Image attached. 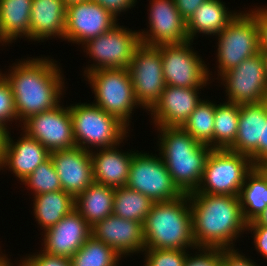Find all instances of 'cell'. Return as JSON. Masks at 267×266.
<instances>
[{
  "mask_svg": "<svg viewBox=\"0 0 267 266\" xmlns=\"http://www.w3.org/2000/svg\"><path fill=\"white\" fill-rule=\"evenodd\" d=\"M56 62L47 57L27 58L13 63L8 74L3 73L12 88L17 120L23 123L60 105L65 80Z\"/></svg>",
  "mask_w": 267,
  "mask_h": 266,
  "instance_id": "1",
  "label": "cell"
},
{
  "mask_svg": "<svg viewBox=\"0 0 267 266\" xmlns=\"http://www.w3.org/2000/svg\"><path fill=\"white\" fill-rule=\"evenodd\" d=\"M188 196L196 247L234 248V241L247 231L239 196L212 195L197 191Z\"/></svg>",
  "mask_w": 267,
  "mask_h": 266,
  "instance_id": "2",
  "label": "cell"
},
{
  "mask_svg": "<svg viewBox=\"0 0 267 266\" xmlns=\"http://www.w3.org/2000/svg\"><path fill=\"white\" fill-rule=\"evenodd\" d=\"M158 150L174 184L183 194L199 187L206 160L212 150L181 127H157Z\"/></svg>",
  "mask_w": 267,
  "mask_h": 266,
  "instance_id": "3",
  "label": "cell"
},
{
  "mask_svg": "<svg viewBox=\"0 0 267 266\" xmlns=\"http://www.w3.org/2000/svg\"><path fill=\"white\" fill-rule=\"evenodd\" d=\"M143 233L145 249H198L192 234L188 194L155 202L143 222Z\"/></svg>",
  "mask_w": 267,
  "mask_h": 266,
  "instance_id": "4",
  "label": "cell"
},
{
  "mask_svg": "<svg viewBox=\"0 0 267 266\" xmlns=\"http://www.w3.org/2000/svg\"><path fill=\"white\" fill-rule=\"evenodd\" d=\"M69 109L77 147L91 152L96 147L102 149L120 144L129 136L130 130L123 122L93 103L72 104Z\"/></svg>",
  "mask_w": 267,
  "mask_h": 266,
  "instance_id": "5",
  "label": "cell"
},
{
  "mask_svg": "<svg viewBox=\"0 0 267 266\" xmlns=\"http://www.w3.org/2000/svg\"><path fill=\"white\" fill-rule=\"evenodd\" d=\"M85 76L93 89L92 93L95 94L96 101L93 104L117 117L128 127L132 111L141 107L134 94L129 70L98 69Z\"/></svg>",
  "mask_w": 267,
  "mask_h": 266,
  "instance_id": "6",
  "label": "cell"
},
{
  "mask_svg": "<svg viewBox=\"0 0 267 266\" xmlns=\"http://www.w3.org/2000/svg\"><path fill=\"white\" fill-rule=\"evenodd\" d=\"M255 165L243 154L212 149L205 164L198 193L239 196L246 175Z\"/></svg>",
  "mask_w": 267,
  "mask_h": 266,
  "instance_id": "7",
  "label": "cell"
},
{
  "mask_svg": "<svg viewBox=\"0 0 267 266\" xmlns=\"http://www.w3.org/2000/svg\"><path fill=\"white\" fill-rule=\"evenodd\" d=\"M246 12L237 13L224 30L216 35L218 78L260 52L257 22L249 11Z\"/></svg>",
  "mask_w": 267,
  "mask_h": 266,
  "instance_id": "8",
  "label": "cell"
},
{
  "mask_svg": "<svg viewBox=\"0 0 267 266\" xmlns=\"http://www.w3.org/2000/svg\"><path fill=\"white\" fill-rule=\"evenodd\" d=\"M140 43L138 31H132L117 23L109 31L81 45L86 50L84 52L95 61L94 64L88 65L83 75L98 69H128L135 48Z\"/></svg>",
  "mask_w": 267,
  "mask_h": 266,
  "instance_id": "9",
  "label": "cell"
},
{
  "mask_svg": "<svg viewBox=\"0 0 267 266\" xmlns=\"http://www.w3.org/2000/svg\"><path fill=\"white\" fill-rule=\"evenodd\" d=\"M191 43L193 41L189 40L158 46L166 85L185 88H204L208 85L210 70L198 53L194 52Z\"/></svg>",
  "mask_w": 267,
  "mask_h": 266,
  "instance_id": "10",
  "label": "cell"
},
{
  "mask_svg": "<svg viewBox=\"0 0 267 266\" xmlns=\"http://www.w3.org/2000/svg\"><path fill=\"white\" fill-rule=\"evenodd\" d=\"M126 186L154 202L170 201L183 195L174 184L160 155L158 157L152 153L134 152Z\"/></svg>",
  "mask_w": 267,
  "mask_h": 266,
  "instance_id": "11",
  "label": "cell"
},
{
  "mask_svg": "<svg viewBox=\"0 0 267 266\" xmlns=\"http://www.w3.org/2000/svg\"><path fill=\"white\" fill-rule=\"evenodd\" d=\"M128 70L137 102L149 111L166 87L158 46L140 43L135 48Z\"/></svg>",
  "mask_w": 267,
  "mask_h": 266,
  "instance_id": "12",
  "label": "cell"
},
{
  "mask_svg": "<svg viewBox=\"0 0 267 266\" xmlns=\"http://www.w3.org/2000/svg\"><path fill=\"white\" fill-rule=\"evenodd\" d=\"M220 78L226 89L227 102L241 105L267 100V78L261 52L224 72Z\"/></svg>",
  "mask_w": 267,
  "mask_h": 266,
  "instance_id": "13",
  "label": "cell"
},
{
  "mask_svg": "<svg viewBox=\"0 0 267 266\" xmlns=\"http://www.w3.org/2000/svg\"><path fill=\"white\" fill-rule=\"evenodd\" d=\"M63 106L29 117L19 124L22 132L38 140L49 152L77 147L69 106Z\"/></svg>",
  "mask_w": 267,
  "mask_h": 266,
  "instance_id": "14",
  "label": "cell"
},
{
  "mask_svg": "<svg viewBox=\"0 0 267 266\" xmlns=\"http://www.w3.org/2000/svg\"><path fill=\"white\" fill-rule=\"evenodd\" d=\"M118 19L93 0L66 5L64 40L84 44L89 39L109 31Z\"/></svg>",
  "mask_w": 267,
  "mask_h": 266,
  "instance_id": "15",
  "label": "cell"
},
{
  "mask_svg": "<svg viewBox=\"0 0 267 266\" xmlns=\"http://www.w3.org/2000/svg\"><path fill=\"white\" fill-rule=\"evenodd\" d=\"M148 31H139L140 42L152 46L180 44L189 41L186 21L175 0H151Z\"/></svg>",
  "mask_w": 267,
  "mask_h": 266,
  "instance_id": "16",
  "label": "cell"
},
{
  "mask_svg": "<svg viewBox=\"0 0 267 266\" xmlns=\"http://www.w3.org/2000/svg\"><path fill=\"white\" fill-rule=\"evenodd\" d=\"M91 235L112 247L121 257L145 250L143 223L111 214L91 227Z\"/></svg>",
  "mask_w": 267,
  "mask_h": 266,
  "instance_id": "17",
  "label": "cell"
},
{
  "mask_svg": "<svg viewBox=\"0 0 267 266\" xmlns=\"http://www.w3.org/2000/svg\"><path fill=\"white\" fill-rule=\"evenodd\" d=\"M42 235L44 246L41 251L70 259L91 236V226L74 209Z\"/></svg>",
  "mask_w": 267,
  "mask_h": 266,
  "instance_id": "18",
  "label": "cell"
},
{
  "mask_svg": "<svg viewBox=\"0 0 267 266\" xmlns=\"http://www.w3.org/2000/svg\"><path fill=\"white\" fill-rule=\"evenodd\" d=\"M62 190L76 198L94 182L90 152L80 147L50 152Z\"/></svg>",
  "mask_w": 267,
  "mask_h": 266,
  "instance_id": "19",
  "label": "cell"
},
{
  "mask_svg": "<svg viewBox=\"0 0 267 266\" xmlns=\"http://www.w3.org/2000/svg\"><path fill=\"white\" fill-rule=\"evenodd\" d=\"M264 122L266 101L241 104L237 137L228 150L248 156L255 166L262 163Z\"/></svg>",
  "mask_w": 267,
  "mask_h": 266,
  "instance_id": "20",
  "label": "cell"
},
{
  "mask_svg": "<svg viewBox=\"0 0 267 266\" xmlns=\"http://www.w3.org/2000/svg\"><path fill=\"white\" fill-rule=\"evenodd\" d=\"M199 89L166 85L149 110L155 127H181L202 101Z\"/></svg>",
  "mask_w": 267,
  "mask_h": 266,
  "instance_id": "21",
  "label": "cell"
},
{
  "mask_svg": "<svg viewBox=\"0 0 267 266\" xmlns=\"http://www.w3.org/2000/svg\"><path fill=\"white\" fill-rule=\"evenodd\" d=\"M9 132L0 170L6 166L22 182L40 164L50 157V152L36 139L23 132L22 137L14 142Z\"/></svg>",
  "mask_w": 267,
  "mask_h": 266,
  "instance_id": "22",
  "label": "cell"
},
{
  "mask_svg": "<svg viewBox=\"0 0 267 266\" xmlns=\"http://www.w3.org/2000/svg\"><path fill=\"white\" fill-rule=\"evenodd\" d=\"M118 146L120 144L90 152L94 182L113 188L127 185L135 151L122 152Z\"/></svg>",
  "mask_w": 267,
  "mask_h": 266,
  "instance_id": "23",
  "label": "cell"
},
{
  "mask_svg": "<svg viewBox=\"0 0 267 266\" xmlns=\"http://www.w3.org/2000/svg\"><path fill=\"white\" fill-rule=\"evenodd\" d=\"M65 25L66 3L64 0H32L30 40L43 42L54 36L63 40Z\"/></svg>",
  "mask_w": 267,
  "mask_h": 266,
  "instance_id": "24",
  "label": "cell"
},
{
  "mask_svg": "<svg viewBox=\"0 0 267 266\" xmlns=\"http://www.w3.org/2000/svg\"><path fill=\"white\" fill-rule=\"evenodd\" d=\"M233 12V13H232ZM228 11L221 0H207L202 3L186 22L187 35L190 41L197 33L216 36L224 30L238 12Z\"/></svg>",
  "mask_w": 267,
  "mask_h": 266,
  "instance_id": "25",
  "label": "cell"
},
{
  "mask_svg": "<svg viewBox=\"0 0 267 266\" xmlns=\"http://www.w3.org/2000/svg\"><path fill=\"white\" fill-rule=\"evenodd\" d=\"M32 0H0V43H13L17 38L30 41Z\"/></svg>",
  "mask_w": 267,
  "mask_h": 266,
  "instance_id": "26",
  "label": "cell"
},
{
  "mask_svg": "<svg viewBox=\"0 0 267 266\" xmlns=\"http://www.w3.org/2000/svg\"><path fill=\"white\" fill-rule=\"evenodd\" d=\"M115 188L93 182L75 198V210L92 227L113 214Z\"/></svg>",
  "mask_w": 267,
  "mask_h": 266,
  "instance_id": "27",
  "label": "cell"
},
{
  "mask_svg": "<svg viewBox=\"0 0 267 266\" xmlns=\"http://www.w3.org/2000/svg\"><path fill=\"white\" fill-rule=\"evenodd\" d=\"M33 198L35 219L44 230L56 225L75 209V198L64 190L39 194Z\"/></svg>",
  "mask_w": 267,
  "mask_h": 266,
  "instance_id": "28",
  "label": "cell"
},
{
  "mask_svg": "<svg viewBox=\"0 0 267 266\" xmlns=\"http://www.w3.org/2000/svg\"><path fill=\"white\" fill-rule=\"evenodd\" d=\"M239 199L247 223L255 221L267 207V176L258 166L246 175Z\"/></svg>",
  "mask_w": 267,
  "mask_h": 266,
  "instance_id": "29",
  "label": "cell"
},
{
  "mask_svg": "<svg viewBox=\"0 0 267 266\" xmlns=\"http://www.w3.org/2000/svg\"><path fill=\"white\" fill-rule=\"evenodd\" d=\"M155 202L127 186L115 188L113 214L123 219L143 223Z\"/></svg>",
  "mask_w": 267,
  "mask_h": 266,
  "instance_id": "30",
  "label": "cell"
},
{
  "mask_svg": "<svg viewBox=\"0 0 267 266\" xmlns=\"http://www.w3.org/2000/svg\"><path fill=\"white\" fill-rule=\"evenodd\" d=\"M240 104L224 102L215 108L214 149H228L238 133Z\"/></svg>",
  "mask_w": 267,
  "mask_h": 266,
  "instance_id": "31",
  "label": "cell"
},
{
  "mask_svg": "<svg viewBox=\"0 0 267 266\" xmlns=\"http://www.w3.org/2000/svg\"><path fill=\"white\" fill-rule=\"evenodd\" d=\"M216 104L202 100L181 128L196 141L214 149V120Z\"/></svg>",
  "mask_w": 267,
  "mask_h": 266,
  "instance_id": "32",
  "label": "cell"
},
{
  "mask_svg": "<svg viewBox=\"0 0 267 266\" xmlns=\"http://www.w3.org/2000/svg\"><path fill=\"white\" fill-rule=\"evenodd\" d=\"M121 256L104 242L92 235L70 258L71 266H118Z\"/></svg>",
  "mask_w": 267,
  "mask_h": 266,
  "instance_id": "33",
  "label": "cell"
},
{
  "mask_svg": "<svg viewBox=\"0 0 267 266\" xmlns=\"http://www.w3.org/2000/svg\"><path fill=\"white\" fill-rule=\"evenodd\" d=\"M22 183L29 187L35 196L62 190L60 179L50 157L40 164Z\"/></svg>",
  "mask_w": 267,
  "mask_h": 266,
  "instance_id": "34",
  "label": "cell"
},
{
  "mask_svg": "<svg viewBox=\"0 0 267 266\" xmlns=\"http://www.w3.org/2000/svg\"><path fill=\"white\" fill-rule=\"evenodd\" d=\"M187 250L145 249L144 266H184L188 256Z\"/></svg>",
  "mask_w": 267,
  "mask_h": 266,
  "instance_id": "35",
  "label": "cell"
},
{
  "mask_svg": "<svg viewBox=\"0 0 267 266\" xmlns=\"http://www.w3.org/2000/svg\"><path fill=\"white\" fill-rule=\"evenodd\" d=\"M17 120L15 101L12 88L0 71V123L6 124Z\"/></svg>",
  "mask_w": 267,
  "mask_h": 266,
  "instance_id": "36",
  "label": "cell"
},
{
  "mask_svg": "<svg viewBox=\"0 0 267 266\" xmlns=\"http://www.w3.org/2000/svg\"><path fill=\"white\" fill-rule=\"evenodd\" d=\"M198 254H188L184 266H220L221 249L219 248H198ZM200 253V254H199Z\"/></svg>",
  "mask_w": 267,
  "mask_h": 266,
  "instance_id": "37",
  "label": "cell"
},
{
  "mask_svg": "<svg viewBox=\"0 0 267 266\" xmlns=\"http://www.w3.org/2000/svg\"><path fill=\"white\" fill-rule=\"evenodd\" d=\"M20 266H71L70 259L62 256H53L43 251L28 255L21 259Z\"/></svg>",
  "mask_w": 267,
  "mask_h": 266,
  "instance_id": "38",
  "label": "cell"
},
{
  "mask_svg": "<svg viewBox=\"0 0 267 266\" xmlns=\"http://www.w3.org/2000/svg\"><path fill=\"white\" fill-rule=\"evenodd\" d=\"M238 249L221 248V264L223 266H259L252 259L240 254Z\"/></svg>",
  "mask_w": 267,
  "mask_h": 266,
  "instance_id": "39",
  "label": "cell"
},
{
  "mask_svg": "<svg viewBox=\"0 0 267 266\" xmlns=\"http://www.w3.org/2000/svg\"><path fill=\"white\" fill-rule=\"evenodd\" d=\"M257 22L260 52H267V7L249 11Z\"/></svg>",
  "mask_w": 267,
  "mask_h": 266,
  "instance_id": "40",
  "label": "cell"
},
{
  "mask_svg": "<svg viewBox=\"0 0 267 266\" xmlns=\"http://www.w3.org/2000/svg\"><path fill=\"white\" fill-rule=\"evenodd\" d=\"M247 231L253 232L254 245L258 253L267 259V226L258 225L255 221L247 223Z\"/></svg>",
  "mask_w": 267,
  "mask_h": 266,
  "instance_id": "41",
  "label": "cell"
},
{
  "mask_svg": "<svg viewBox=\"0 0 267 266\" xmlns=\"http://www.w3.org/2000/svg\"><path fill=\"white\" fill-rule=\"evenodd\" d=\"M109 11L113 16L118 18L122 12H126L129 8H133L137 0H93Z\"/></svg>",
  "mask_w": 267,
  "mask_h": 266,
  "instance_id": "42",
  "label": "cell"
},
{
  "mask_svg": "<svg viewBox=\"0 0 267 266\" xmlns=\"http://www.w3.org/2000/svg\"><path fill=\"white\" fill-rule=\"evenodd\" d=\"M205 1L207 0H175V4L182 18L187 22Z\"/></svg>",
  "mask_w": 267,
  "mask_h": 266,
  "instance_id": "43",
  "label": "cell"
},
{
  "mask_svg": "<svg viewBox=\"0 0 267 266\" xmlns=\"http://www.w3.org/2000/svg\"><path fill=\"white\" fill-rule=\"evenodd\" d=\"M7 128L8 126H5L0 123V163L3 160V156L6 149L7 137L9 134V128L8 129Z\"/></svg>",
  "mask_w": 267,
  "mask_h": 266,
  "instance_id": "44",
  "label": "cell"
},
{
  "mask_svg": "<svg viewBox=\"0 0 267 266\" xmlns=\"http://www.w3.org/2000/svg\"><path fill=\"white\" fill-rule=\"evenodd\" d=\"M267 161V100H266V122L263 131V162Z\"/></svg>",
  "mask_w": 267,
  "mask_h": 266,
  "instance_id": "45",
  "label": "cell"
},
{
  "mask_svg": "<svg viewBox=\"0 0 267 266\" xmlns=\"http://www.w3.org/2000/svg\"><path fill=\"white\" fill-rule=\"evenodd\" d=\"M258 225H266L267 226V207L261 213V215L255 220Z\"/></svg>",
  "mask_w": 267,
  "mask_h": 266,
  "instance_id": "46",
  "label": "cell"
},
{
  "mask_svg": "<svg viewBox=\"0 0 267 266\" xmlns=\"http://www.w3.org/2000/svg\"><path fill=\"white\" fill-rule=\"evenodd\" d=\"M4 255L5 254H0V266H13L14 264L10 262V259H8L6 255ZM18 266H20V264Z\"/></svg>",
  "mask_w": 267,
  "mask_h": 266,
  "instance_id": "47",
  "label": "cell"
},
{
  "mask_svg": "<svg viewBox=\"0 0 267 266\" xmlns=\"http://www.w3.org/2000/svg\"><path fill=\"white\" fill-rule=\"evenodd\" d=\"M258 167L265 173L267 176V161L262 162L258 165Z\"/></svg>",
  "mask_w": 267,
  "mask_h": 266,
  "instance_id": "48",
  "label": "cell"
},
{
  "mask_svg": "<svg viewBox=\"0 0 267 266\" xmlns=\"http://www.w3.org/2000/svg\"><path fill=\"white\" fill-rule=\"evenodd\" d=\"M261 53H262V56L264 58L266 78H267V52H261Z\"/></svg>",
  "mask_w": 267,
  "mask_h": 266,
  "instance_id": "49",
  "label": "cell"
},
{
  "mask_svg": "<svg viewBox=\"0 0 267 266\" xmlns=\"http://www.w3.org/2000/svg\"><path fill=\"white\" fill-rule=\"evenodd\" d=\"M80 1H85V0H64V2L66 3V5L74 3V2H80Z\"/></svg>",
  "mask_w": 267,
  "mask_h": 266,
  "instance_id": "50",
  "label": "cell"
}]
</instances>
